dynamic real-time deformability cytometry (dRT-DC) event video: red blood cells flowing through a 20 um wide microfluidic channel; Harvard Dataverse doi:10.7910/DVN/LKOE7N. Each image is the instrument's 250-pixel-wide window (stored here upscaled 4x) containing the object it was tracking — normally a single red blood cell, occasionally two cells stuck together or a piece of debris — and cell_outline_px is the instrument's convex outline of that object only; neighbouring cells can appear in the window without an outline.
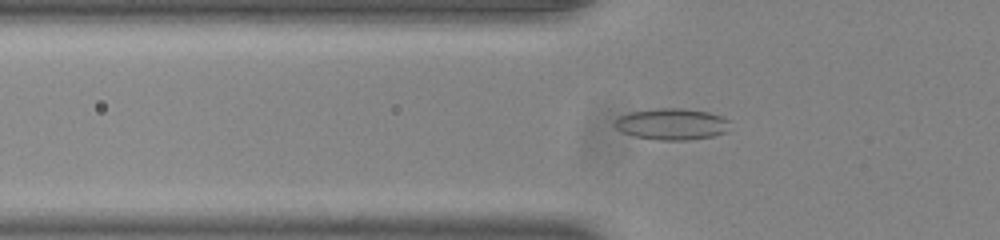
{"species": "common noctule bat (a hibernating species)", "species_latin": "Nyctalus noctula", "temperature_condition": "room temperature", "stored_images_in_passage": 54, "camera_frame_rate_fps": 3000, "um_per_image_px": 0.085, "animal": {"sex": "male", "body_mass_g": 20.0, "forearm_length_mm": 53.3}, "frame": {"image": 1, "passage_image": 19, "time_ms": 6.0, "image_size_px": [1000, 240], "cell_outline_px": [[728, 120], [724, 132], [712, 136], [688, 140], [660, 140], [636, 136], [624, 132], [616, 128], [612, 124], [612, 120], [628, 112], [656, 108], [684, 108], [708, 112], [720, 116]], "centroid_in_image_um": [57.02, 10.53], "position_along_channel_um": 68.8, "area_um2": 20.92}}
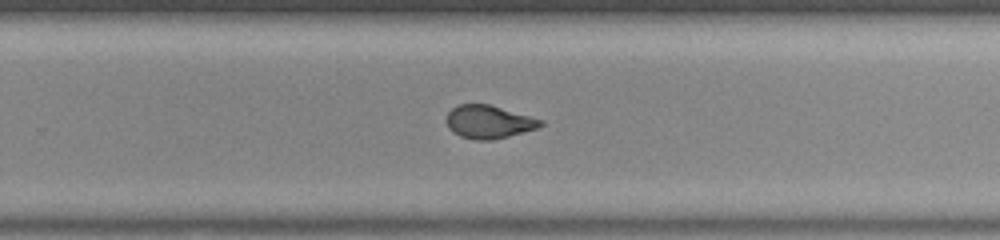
{"frame": {"image": 2, "passage_image": 36, "time_ms": 11.667, "image_size_px": [1000, 240], "cell_outline_px": [[544, 124], [536, 128], [508, 136], [492, 140], [476, 140], [460, 136], [452, 132], [448, 128], [448, 112], [452, 108], [460, 104], [488, 104], [544, 120]], "centroid_in_image_um": [41.54, 10.36], "position_along_channel_um": 288.3, "area_um2": 17.92}}
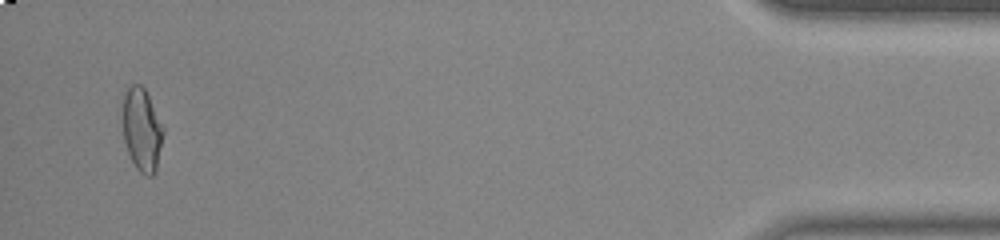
{"frame": {"image": 3, "passage_image": 52, "time_ms": 17.0, "image_size_px": [1000, 240], "cell_outline_px": [[164, 132], [156, 172], [152, 176], [144, 176], [136, 168], [128, 152], [124, 140], [124, 92], [132, 84], [140, 84], [144, 88], [164, 128]], "centroid_in_image_um": [12.08, 11.07], "position_along_channel_um": 423.1, "area_um2": 19.36}, "authors_computed_cell_mechanics": {"area_um2": 19.3052, "velocity_mm_per_s": 3.8949, "shape_relaxation_time_tau1_ms": null, "shape_relaxation_time_tau2_ms": 1.0459, "deformation_change_tau1": null, "deformation_change_tau2": 0.0721}}